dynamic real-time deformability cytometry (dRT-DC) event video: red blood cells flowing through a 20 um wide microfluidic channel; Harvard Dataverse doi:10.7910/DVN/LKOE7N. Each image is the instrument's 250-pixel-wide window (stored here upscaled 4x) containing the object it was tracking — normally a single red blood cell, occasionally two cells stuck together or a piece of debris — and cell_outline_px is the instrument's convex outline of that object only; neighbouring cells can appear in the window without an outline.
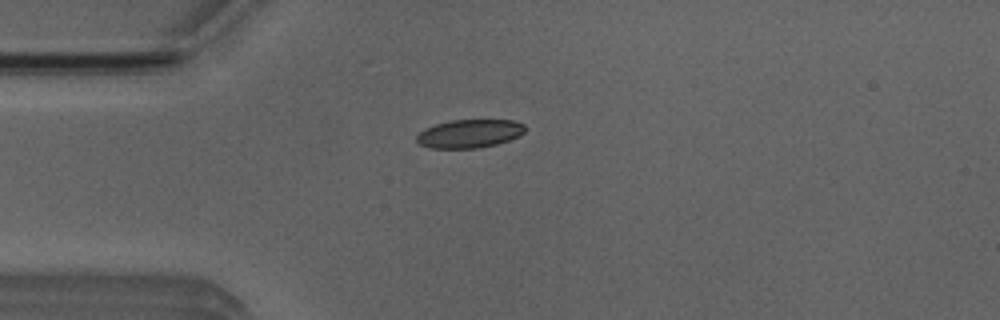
{"species": "Egyptian fruit bat (a non-hibernating species)", "species_latin": "Rousettus aegyptiacus", "temperature_condition": "room temperature", "stored_images_in_passage": 28, "camera_frame_rate_fps": 3000, "um_per_image_px": 0.085, "animal": {"sex": "male"}, "frame": {"image": 1, "passage_image": 1, "time_ms": 0.0, "image_size_px": [1000, 320], "cell_outline_px": [[524, 132], [508, 140], [496, 144], [476, 148], [432, 148], [420, 144], [416, 140], [416, 136], [424, 128], [436, 124], [452, 120], [516, 120], [524, 124]], "centroid_in_image_um": [39.88, 11.35], "position_along_channel_um": 45.1, "area_um2": 17.74}}
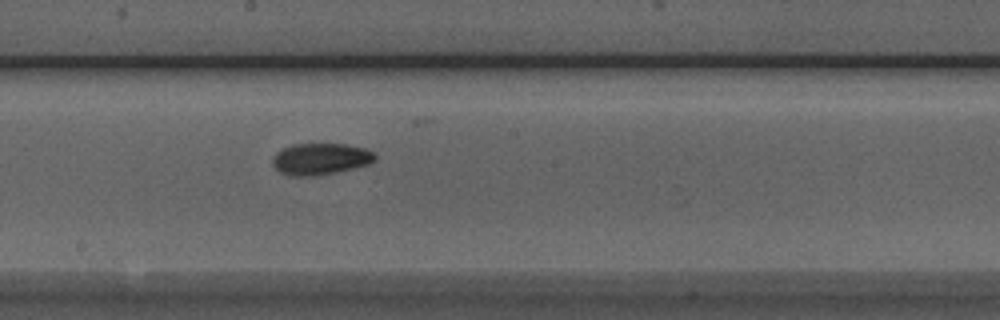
{"frame": {"image": 2, "passage_image": 16, "time_ms": 5.0, "image_size_px": [1000, 320], "cell_outline_px": [[376, 160], [368, 164], [336, 172], [316, 176], [296, 176], [280, 172], [272, 164], [272, 156], [280, 148], [292, 144], [344, 144], [364, 148], [372, 152], [376, 156]], "centroid_in_image_um": [27.2, 13.5], "position_along_channel_um": 221.0, "area_um2": 18.84}}
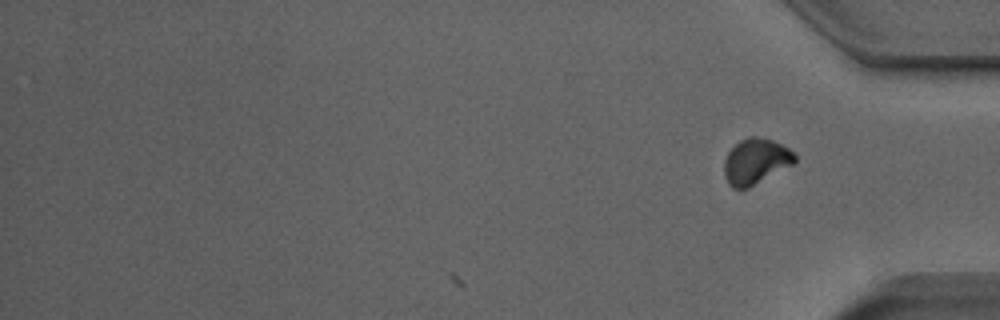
{"frame": {"image": 3, "passage_image": 28, "time_ms": 9.0, "image_size_px": [1000, 320], "cell_outline_px": [[796, 160], [792, 164], [748, 188], [732, 188], [728, 184], [724, 176], [724, 160], [728, 152], [740, 140], [748, 136], [756, 136], [772, 140], [788, 148], [796, 156]], "centroid_in_image_um": [64.2, 13.71], "position_along_channel_um": 371.0, "area_um2": 18.55}, "authors_computed_cell_mechanics": {"area_um2": 18.6116, "velocity_mm_per_s": 3.8283, "shape_relaxation_time_tau1_ms": 5.9735, "shape_relaxation_time_tau2_ms": 1.7809, "deformation_change_tau1": 0.1402, "deformation_change_tau2": 0.047}}